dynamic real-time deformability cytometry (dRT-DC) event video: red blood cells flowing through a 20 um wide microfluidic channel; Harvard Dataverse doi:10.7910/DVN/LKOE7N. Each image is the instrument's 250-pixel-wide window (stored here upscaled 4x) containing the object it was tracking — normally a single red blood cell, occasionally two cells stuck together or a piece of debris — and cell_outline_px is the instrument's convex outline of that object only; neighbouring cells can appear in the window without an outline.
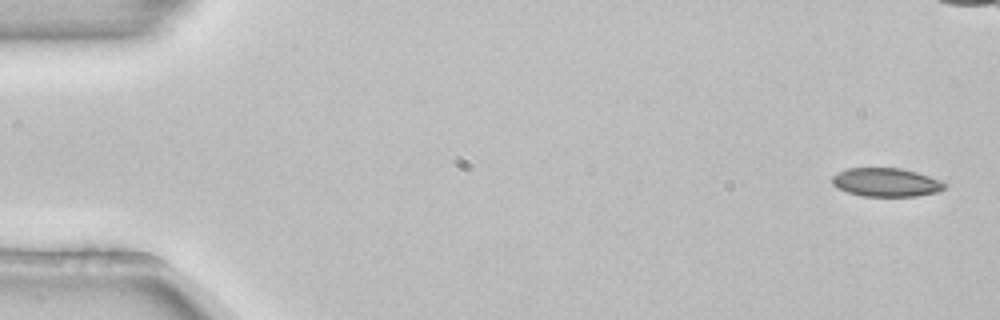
{"species": "common noctule bat (a hibernating species)", "species_latin": "Nyctalus noctula", "temperature_condition": "room temperature", "stored_images_in_passage": 8, "camera_frame_rate_fps": 3000, "um_per_image_px": 0.085, "animal": {"sex": "female", "body_mass_g": 22.7, "forearm_length_mm": 54.2}, "frame": {"image": 1, "passage_image": 1, "time_ms": 0.0, "image_size_px": [1000, 320], "cell_outline_px": [[948, 184], [940, 192], [916, 196], [864, 196], [848, 192], [832, 184], [832, 176], [848, 168], [900, 168], [916, 172], [940, 180]], "centroid_in_image_um": [75.36, 15.5], "position_along_channel_um": 9.6, "area_um2": 18.61}}